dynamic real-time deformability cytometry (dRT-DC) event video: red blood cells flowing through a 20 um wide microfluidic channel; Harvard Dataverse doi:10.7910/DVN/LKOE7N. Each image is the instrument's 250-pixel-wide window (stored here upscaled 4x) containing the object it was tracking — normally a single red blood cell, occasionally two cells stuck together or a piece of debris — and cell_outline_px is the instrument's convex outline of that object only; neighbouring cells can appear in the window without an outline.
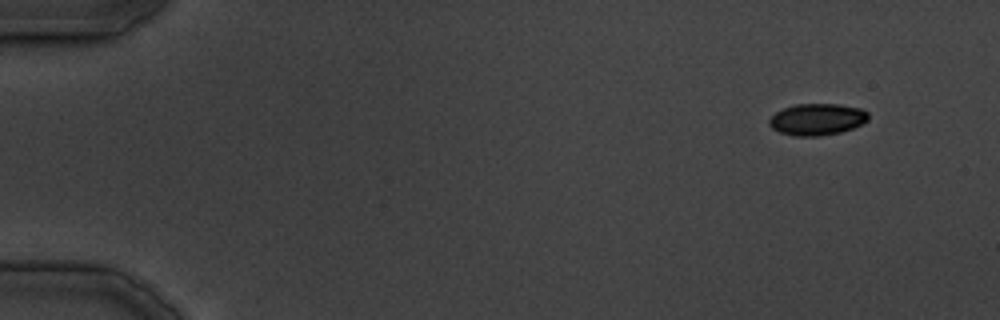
{"species": "common noctule bat (a hibernating species)", "species_latin": "Nyctalus noctula", "temperature_condition": "cold", "stored_images_in_passage": 19, "camera_frame_rate_fps": 3000, "um_per_image_px": 0.085, "animal": {"sex": "male", "body_mass_g": 19.5, "forearm_length_mm": 54.6}, "frame": {"image": 1, "passage_image": 1, "time_ms": 0.0, "image_size_px": [1000, 320], "cell_outline_px": [[868, 120], [852, 128], [840, 132], [820, 136], [796, 136], [780, 132], [772, 128], [768, 124], [768, 120], [776, 112], [784, 108], [796, 104], [840, 104], [860, 108], [868, 112]], "centroid_in_image_um": [69.44, 10.14], "position_along_channel_um": 15.6, "area_um2": 18.21}}
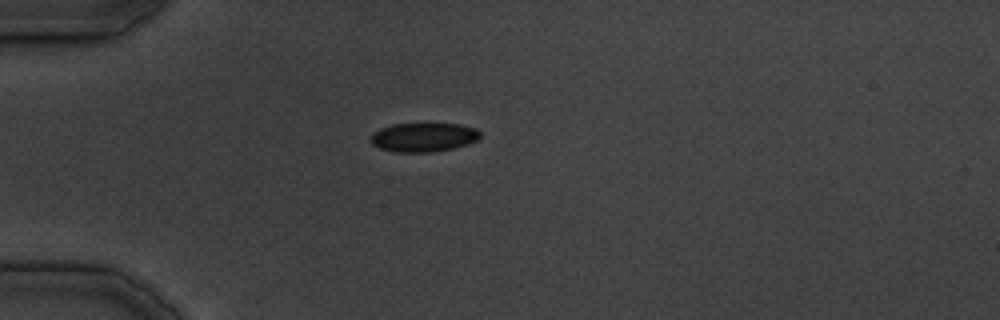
{"frame": {"image": 2, "passage_image": 9, "time_ms": 9.333, "image_size_px": [1000, 320], "cell_outline_px": [[480, 136], [476, 140], [468, 144], [452, 148], [432, 152], [396, 152], [380, 148], [372, 144], [372, 132], [380, 128], [392, 124], [460, 124], [476, 128], [480, 132]], "centroid_in_image_um": [36.0, 11.66], "position_along_channel_um": 49.0, "area_um2": 18.38}}